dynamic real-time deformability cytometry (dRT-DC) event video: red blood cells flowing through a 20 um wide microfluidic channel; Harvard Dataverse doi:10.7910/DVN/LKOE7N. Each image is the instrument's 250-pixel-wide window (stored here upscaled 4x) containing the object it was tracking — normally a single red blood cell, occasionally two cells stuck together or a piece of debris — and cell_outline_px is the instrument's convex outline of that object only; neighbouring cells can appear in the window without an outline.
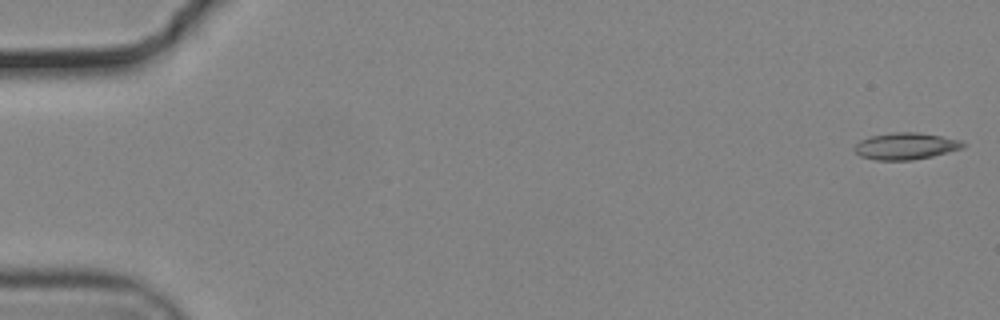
{"species": "common noctule bat (a hibernating species)", "species_latin": "Nyctalus noctula", "temperature_condition": "cold", "stored_images_in_passage": 55, "camera_frame_rate_fps": 3000, "um_per_image_px": 0.085, "animal": {"sex": "male", "body_mass_g": 19.2, "forearm_length_mm": 51.8}, "frame": {"image": 1, "passage_image": 1, "time_ms": 0.0, "image_size_px": [1000, 320], "cell_outline_px": [[968, 144], [964, 148], [932, 156], [912, 160], [876, 160], [860, 156], [852, 148], [860, 140], [872, 136], [892, 132], [916, 132], [940, 136], [960, 140]], "centroid_in_image_um": [76.99, 12.42], "position_along_channel_um": 8.0, "area_um2": 16.94}}
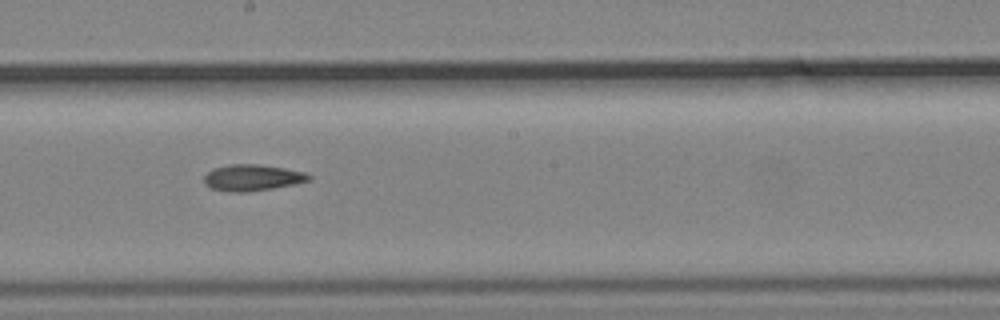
{"frame": {"image": 2, "passage_image": 31, "time_ms": 10.0, "image_size_px": [1000, 320], "cell_outline_px": [[312, 180], [272, 188], [244, 192], [232, 192], [212, 188], [204, 184], [204, 176], [208, 172], [216, 168], [228, 164], [260, 164], [284, 168], [304, 172], [312, 176]], "centroid_in_image_um": [21.45, 15.09], "position_along_channel_um": 226.7, "area_um2": 15.9}}
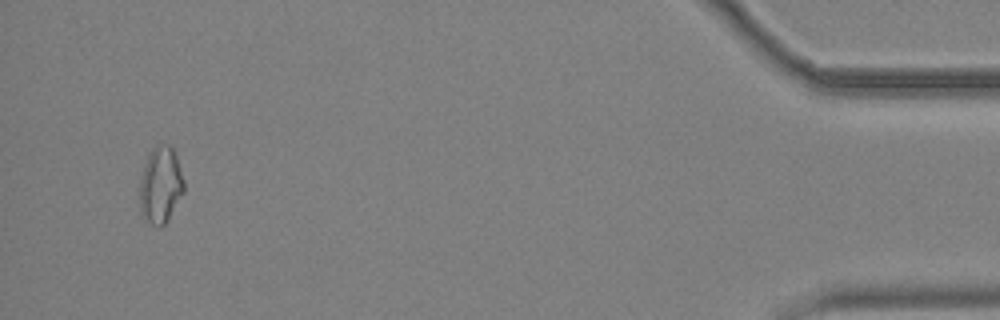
{"frame": {"image": 3, "passage_image": 53, "time_ms": 17.333, "image_size_px": [1000, 320], "cell_outline_px": [[184, 192], [168, 220], [160, 228], [152, 224], [140, 212], [140, 176], [144, 164], [152, 148], [156, 144], [168, 144], [172, 148], [176, 156], [184, 180]], "centroid_in_image_um": [13.65, 15.72], "position_along_channel_um": 421.6, "area_um2": 19.77}}